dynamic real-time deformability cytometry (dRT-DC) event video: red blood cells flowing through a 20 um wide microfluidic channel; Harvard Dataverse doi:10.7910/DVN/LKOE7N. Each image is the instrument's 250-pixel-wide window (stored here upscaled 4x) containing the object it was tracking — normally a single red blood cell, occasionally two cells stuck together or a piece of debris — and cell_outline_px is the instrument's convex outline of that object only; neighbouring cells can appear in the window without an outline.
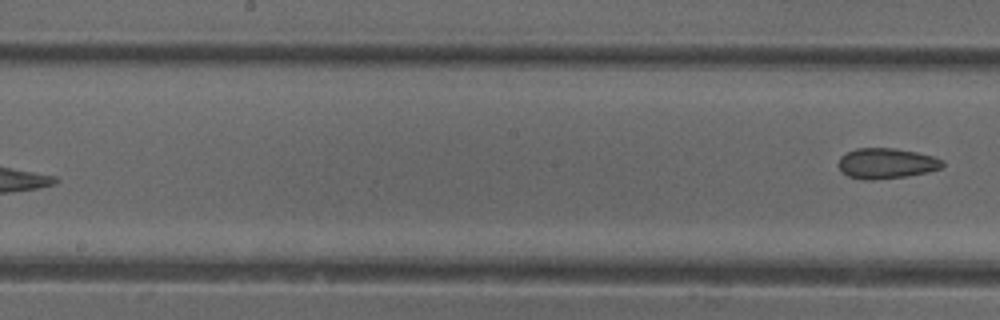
{"species": "common noctule bat (a hibernating species)", "species_latin": "Nyctalus noctula", "temperature_condition": "cold", "stored_images_in_passage": 8, "segment_of_instrument_passage": [2, 2], "camera_frame_rate_fps": 3000, "um_per_image_px": 0.085, "animal": {"sex": "female"}, "frame": {"image": 1, "passage_image": 8, "time_ms": 8.333, "image_size_px": [1000, 320], "cell_outline_px": [[944, 164], [940, 168], [928, 172], [904, 176], [872, 180], [860, 180], [848, 176], [840, 172], [836, 164], [840, 156], [856, 148], [896, 148], [916, 152], [932, 156], [944, 160]], "centroid_in_image_um": [75.28, 13.89], "position_along_channel_um": 172.9, "area_um2": 18.67}}